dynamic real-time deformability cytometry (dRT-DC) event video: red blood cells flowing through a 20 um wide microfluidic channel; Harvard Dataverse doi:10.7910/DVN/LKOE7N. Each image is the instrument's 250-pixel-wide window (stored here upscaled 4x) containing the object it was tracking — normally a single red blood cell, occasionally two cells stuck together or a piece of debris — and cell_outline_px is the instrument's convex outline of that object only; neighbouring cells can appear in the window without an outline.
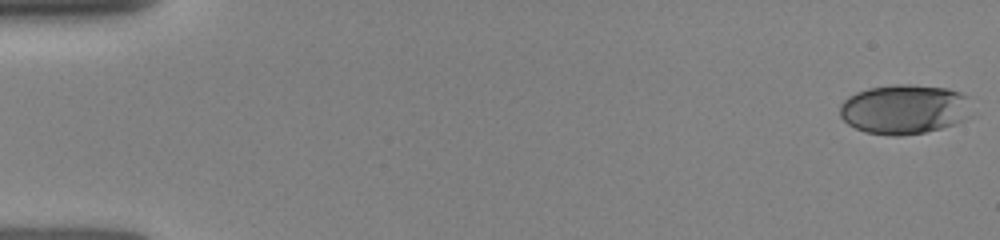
{"species": "human", "species_latin": "Homo sapiens", "temperature_condition": "room temperature", "stored_images_in_passage": 59, "camera_frame_rate_fps": 3000, "um_per_image_px": 0.085, "donor": {"sex": "female"}, "frame": {"image": 1, "passage_image": 1, "time_ms": 0.0, "image_size_px": [1000, 240], "cell_outline_px": [[976, 116], [940, 128], [924, 132], [900, 136], [892, 136], [864, 132], [848, 124], [840, 116], [840, 104], [848, 96], [856, 92], [868, 88], [896, 84], [908, 84], [948, 88], [960, 92], [968, 96]], "centroid_in_image_um": [76.93, 9.28], "position_along_channel_um": 8.1, "area_um2": 38.78}}
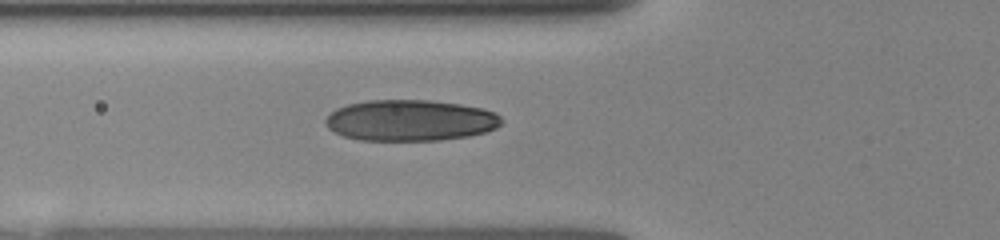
{"frame": {"image": 2, "passage_image": 41, "time_ms": 5.667, "image_size_px": [1000, 240], "cell_outline_px": [[504, 120], [496, 128], [484, 132], [468, 136], [440, 140], [360, 140], [344, 136], [328, 128], [324, 124], [324, 120], [336, 108], [348, 104], [368, 100], [428, 100], [460, 104], [484, 108], [500, 116]], "centroid_in_image_um": [34.87, 10.23], "position_along_channel_um": 90.9, "area_um2": 42.14}}
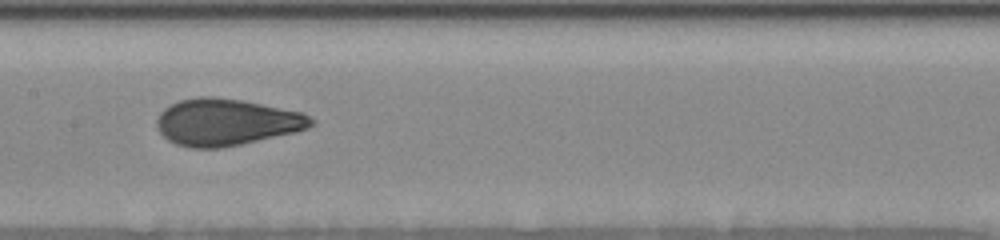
{"frame": {"image": 3, "passage_image": 58, "time_ms": 8.0, "image_size_px": [1000, 240], "cell_outline_px": [[316, 124], [308, 128], [296, 132], [240, 144], [220, 148], [192, 148], [176, 144], [168, 140], [156, 128], [156, 120], [160, 112], [164, 108], [180, 100], [200, 96], [212, 96], [240, 100], [304, 112], [316, 120]], "centroid_in_image_um": [19.26, 10.38], "position_along_channel_um": 188.1, "area_um2": 42.19}}